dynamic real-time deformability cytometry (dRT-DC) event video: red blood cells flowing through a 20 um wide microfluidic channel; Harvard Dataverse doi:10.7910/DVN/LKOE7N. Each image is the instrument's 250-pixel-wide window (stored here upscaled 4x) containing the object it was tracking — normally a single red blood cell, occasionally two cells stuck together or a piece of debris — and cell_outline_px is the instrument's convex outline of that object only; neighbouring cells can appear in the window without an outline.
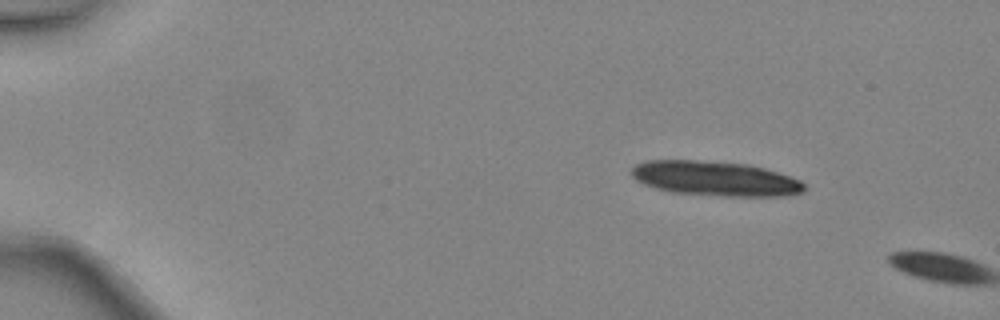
{"species": "common noctule bat (a hibernating species)", "species_latin": "Nyctalus noctula", "temperature_condition": "warm", "stored_images_in_passage": 2, "camera_frame_rate_fps": 3000, "um_per_image_px": 0.085, "animal": {"sex": "female", "body_mass_g": 24.6, "forearm_length_mm": 56.2}, "frame": {"image": 1, "passage_image": 1, "time_ms": 0.0, "image_size_px": [1000, 320], "cell_outline_px": [[808, 188], [804, 192], [788, 196], [724, 196], [672, 192], [656, 188], [644, 184], [636, 180], [632, 176], [632, 168], [636, 164], [648, 160], [696, 160], [748, 164], [764, 168], [792, 176], [800, 180]], "centroid_in_image_um": [60.85, 15.18], "position_along_channel_um": 24.2, "area_um2": 35.08}}